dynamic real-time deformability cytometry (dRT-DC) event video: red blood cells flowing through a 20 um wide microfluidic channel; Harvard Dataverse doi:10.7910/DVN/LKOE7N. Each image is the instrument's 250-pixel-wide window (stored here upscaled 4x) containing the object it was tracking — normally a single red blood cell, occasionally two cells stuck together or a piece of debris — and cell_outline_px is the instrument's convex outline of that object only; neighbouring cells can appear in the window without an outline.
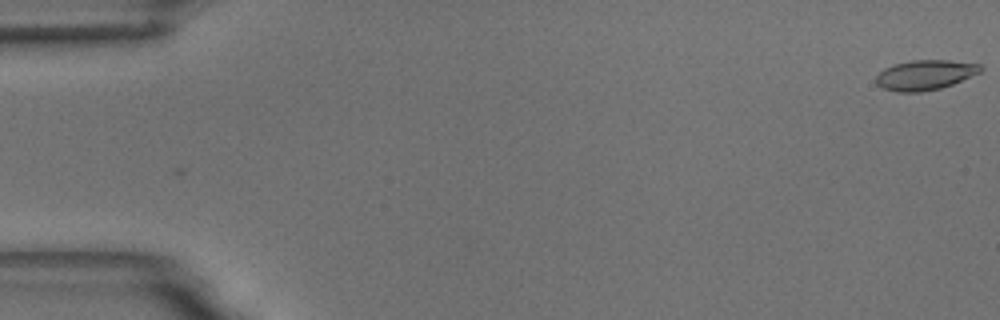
{"species": "common noctule bat (a hibernating species)", "species_latin": "Nyctalus noctula", "temperature_condition": "room temperature", "stored_images_in_passage": 2, "camera_frame_rate_fps": 3000, "um_per_image_px": 0.085, "animal": {"sex": "male", "body_mass_g": 18.8}, "frame": {"image": 1, "passage_image": 1, "time_ms": 0.0, "image_size_px": [1000, 320], "cell_outline_px": [[984, 68], [980, 72], [952, 84], [940, 88], [920, 92], [896, 92], [884, 88], [876, 84], [876, 76], [884, 68], [896, 64], [912, 60], [948, 60], [980, 64]], "centroid_in_image_um": [78.63, 6.37], "position_along_channel_um": 6.4, "area_um2": 18.09}}